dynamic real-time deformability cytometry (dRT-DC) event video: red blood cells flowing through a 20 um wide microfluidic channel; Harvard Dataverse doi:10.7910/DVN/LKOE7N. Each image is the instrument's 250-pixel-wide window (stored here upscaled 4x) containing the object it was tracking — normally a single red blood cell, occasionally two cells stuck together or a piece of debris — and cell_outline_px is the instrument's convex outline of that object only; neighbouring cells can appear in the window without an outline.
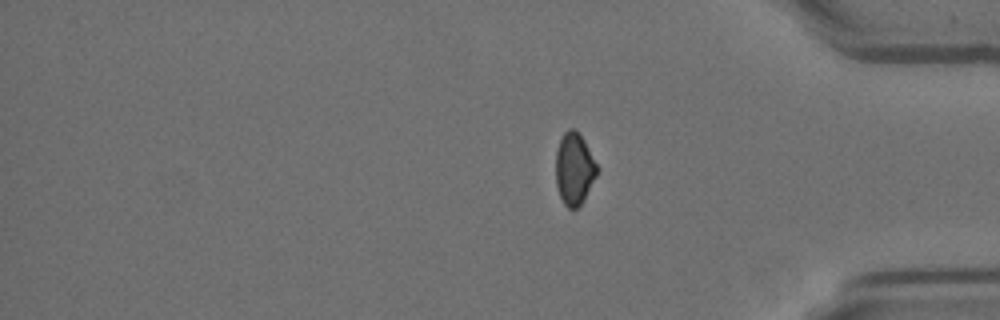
{"species": "Egyptian fruit bat (a non-hibernating species)", "species_latin": "Rousettus aegyptiacus", "temperature_condition": "room temperature", "stored_images_in_passage": 15, "segment_of_instrument_passage": [2, 2], "camera_frame_rate_fps": 3000, "um_per_image_px": 0.085, "animal": {"sex": "female"}, "frame": {"image": 1, "passage_image": 15, "time_ms": 4.667, "image_size_px": [1000, 320], "cell_outline_px": [[596, 176], [580, 204], [576, 208], [568, 208], [564, 204], [560, 196], [556, 184], [556, 152], [560, 136], [568, 128], [572, 128], [584, 140], [596, 164]], "centroid_in_image_um": [48.77, 14.32], "position_along_channel_um": 386.4, "area_um2": 16.88}}